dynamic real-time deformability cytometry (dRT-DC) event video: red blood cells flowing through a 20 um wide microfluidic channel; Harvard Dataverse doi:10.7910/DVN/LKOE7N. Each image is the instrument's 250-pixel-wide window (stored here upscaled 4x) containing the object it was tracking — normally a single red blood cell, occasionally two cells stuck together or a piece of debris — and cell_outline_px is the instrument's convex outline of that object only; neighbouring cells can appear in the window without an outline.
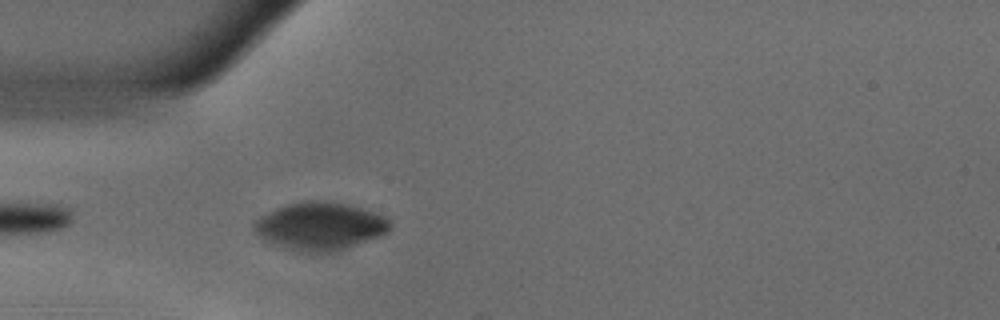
{"species": "common noctule bat (a hibernating species)", "species_latin": "Nyctalus noctula", "temperature_condition": "warm", "stored_images_in_passage": 7, "camera_frame_rate_fps": 3000, "um_per_image_px": 0.085, "animal": {"sex": "male", "body_mass_g": 18.8}, "frame": {"image": 1, "passage_image": 3, "time_ms": 0.667, "image_size_px": [1000, 320], "cell_outline_px": [[388, 232], [380, 236], [336, 252], [296, 252], [280, 248], [264, 240], [252, 228], [252, 220], [276, 208], [288, 204], [304, 200], [320, 200], [348, 204], [372, 212], [388, 220]], "centroid_in_image_um": [27.11, 19.24], "position_along_channel_um": 57.9, "area_um2": 37.97}}